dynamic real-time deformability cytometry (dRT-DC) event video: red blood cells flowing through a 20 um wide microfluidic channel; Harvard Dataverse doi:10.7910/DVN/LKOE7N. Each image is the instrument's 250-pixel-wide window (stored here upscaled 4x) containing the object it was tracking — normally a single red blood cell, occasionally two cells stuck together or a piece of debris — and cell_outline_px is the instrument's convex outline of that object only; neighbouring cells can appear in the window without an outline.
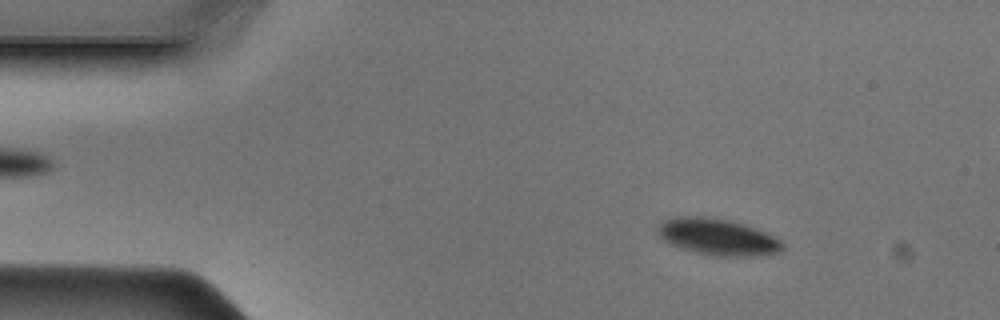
{"species": "Egyptian fruit bat (a non-hibernating species)", "species_latin": "Rousettus aegyptiacus", "temperature_condition": "cold", "stored_images_in_passage": 48, "segment_of_instrument_passage": [1, 2], "camera_frame_rate_fps": 3000, "um_per_image_px": 0.085, "animal": {"sex": "male"}, "frame": {"image": 1, "passage_image": 6, "time_ms": 1.667, "image_size_px": [1000, 320], "cell_outline_px": [[784, 248], [780, 252], [752, 256], [716, 256], [668, 244], [656, 232], [656, 228], [664, 220], [676, 216], [700, 216], [728, 220], [744, 224], [768, 232], [780, 240], [784, 244]], "centroid_in_image_um": [61.02, 20.13], "position_along_channel_um": 24.0, "area_um2": 26.47}}
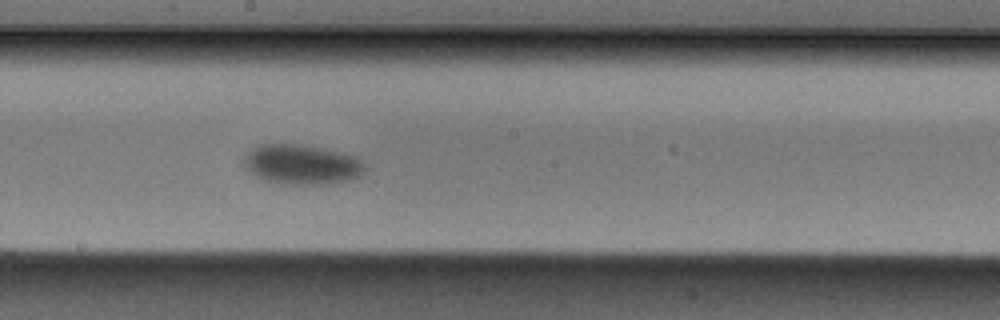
{"frame": {"image": 2, "passage_image": 25, "time_ms": 8.0, "image_size_px": [1000, 320], "cell_outline_px": [[368, 168], [360, 176], [348, 180], [328, 184], [284, 184], [264, 180], [256, 176], [244, 164], [244, 156], [252, 148], [260, 144], [304, 144], [344, 152], [356, 156], [364, 160]], "centroid_in_image_um": [25.73, 13.96], "position_along_channel_um": 222.5, "area_um2": 28.5}}
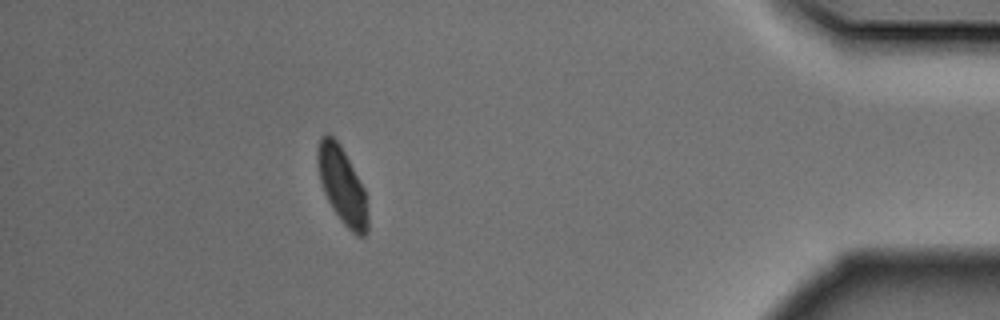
{"frame": {"image": 3, "passage_image": 42, "time_ms": 13.667, "image_size_px": [1000, 320], "cell_outline_px": [[368, 232], [364, 236], [356, 236], [340, 220], [332, 208], [324, 192], [320, 180], [316, 164], [316, 148], [320, 136], [328, 132], [340, 144], [364, 188], [368, 216]], "centroid_in_image_um": [29.06, 15.74], "position_along_channel_um": 406.1, "area_um2": 22.6}}